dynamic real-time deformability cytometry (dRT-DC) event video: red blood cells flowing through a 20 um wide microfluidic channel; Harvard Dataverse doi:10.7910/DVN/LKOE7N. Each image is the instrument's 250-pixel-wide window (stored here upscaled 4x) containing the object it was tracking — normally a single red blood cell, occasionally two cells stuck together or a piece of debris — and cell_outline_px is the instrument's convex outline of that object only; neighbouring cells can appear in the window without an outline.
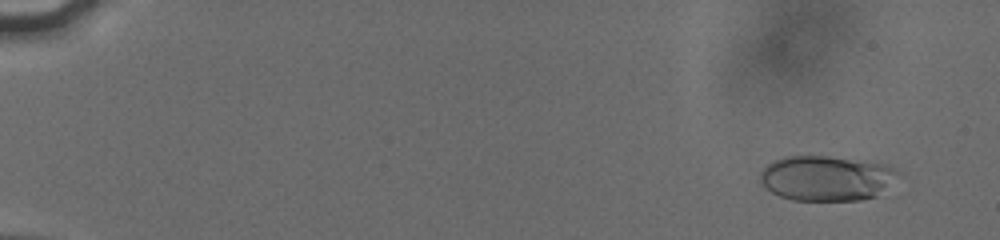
{"species": "human", "species_latin": "Homo sapiens", "temperature_condition": "cold", "stored_images_in_passage": 41, "camera_frame_rate_fps": 3000, "um_per_image_px": 0.085, "donor": {"sex": "male"}, "frame": {"image": 1, "passage_image": 7, "time_ms": 1.333, "image_size_px": [1000, 240], "cell_outline_px": [[904, 176], [876, 196], [860, 200], [792, 200], [780, 196], [764, 188], [760, 180], [760, 172], [768, 164], [784, 156], [828, 156], [888, 164], [896, 168]], "centroid_in_image_um": [70.32, 15.14], "position_along_channel_um": 14.7, "area_um2": 36.76}}
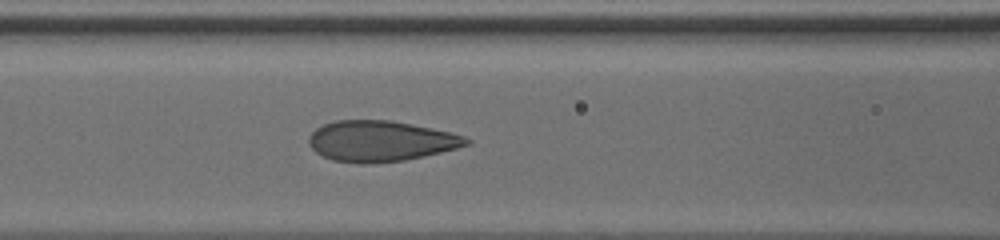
{"frame": {"image": 2, "passage_image": 34, "time_ms": 8.667, "image_size_px": [1000, 240], "cell_outline_px": [[472, 144], [424, 156], [404, 160], [364, 164], [360, 164], [332, 160], [316, 152], [308, 144], [308, 136], [316, 128], [324, 124], [336, 120], [392, 120], [452, 132], [464, 136], [472, 140]], "centroid_in_image_um": [32.36, 11.99], "position_along_channel_um": 134.2, "area_um2": 37.51}}
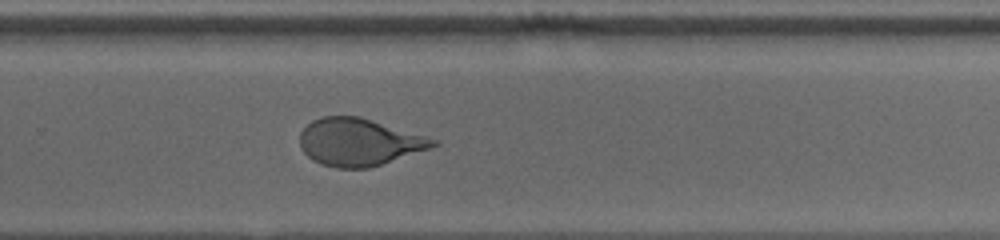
{"frame": {"image": 3, "passage_image": 41, "time_ms": 13.0, "image_size_px": [1000, 240], "cell_outline_px": [[440, 144], [368, 168], [336, 168], [312, 160], [300, 148], [300, 132], [312, 120], [320, 116], [360, 116], [424, 136], [436, 140]], "centroid_in_image_um": [30.45, 12.06], "position_along_channel_um": 299.4, "area_um2": 36.18}}